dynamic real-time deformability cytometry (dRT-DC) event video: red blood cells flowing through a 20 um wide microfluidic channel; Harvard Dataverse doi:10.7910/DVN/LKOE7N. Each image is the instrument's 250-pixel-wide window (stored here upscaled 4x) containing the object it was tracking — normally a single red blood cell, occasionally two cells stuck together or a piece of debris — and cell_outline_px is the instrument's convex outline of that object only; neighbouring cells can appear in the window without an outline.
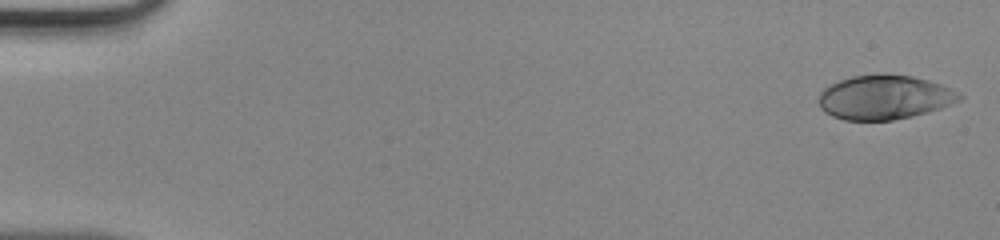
{"species": "human", "species_latin": "Homo sapiens", "temperature_condition": "room temperature", "stored_images_in_passage": 47, "camera_frame_rate_fps": 3000, "um_per_image_px": 0.085, "donor": {"sex": "male"}, "frame": {"image": 1, "passage_image": 1, "time_ms": 0.0, "image_size_px": [1000, 240], "cell_outline_px": [[964, 96], [960, 100], [940, 108], [928, 112], [912, 116], [892, 120], [844, 120], [832, 116], [824, 112], [820, 108], [820, 92], [824, 88], [840, 80], [852, 76], [912, 76], [928, 80], [940, 84], [960, 92]], "centroid_in_image_um": [75.19, 8.3], "position_along_channel_um": 9.8, "area_um2": 35.66}}
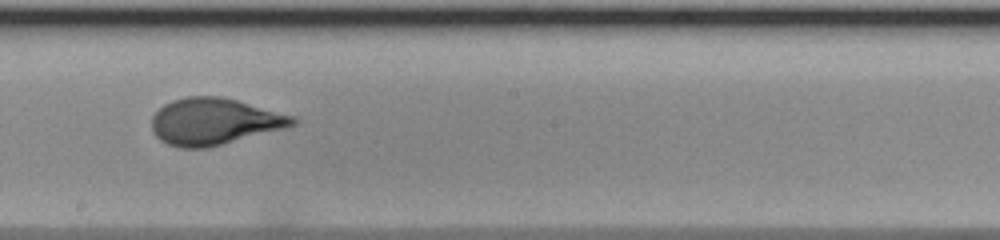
{"frame": {"image": 2, "passage_image": 27, "time_ms": 8.667, "image_size_px": [1000, 240], "cell_outline_px": [[300, 120], [296, 124], [284, 128], [208, 148], [180, 148], [168, 144], [160, 140], [152, 132], [152, 116], [164, 104], [172, 100], [188, 96], [220, 96], [236, 100], [296, 116]], "centroid_in_image_um": [18.21, 10.33], "position_along_channel_um": 230.0, "area_um2": 38.38}}
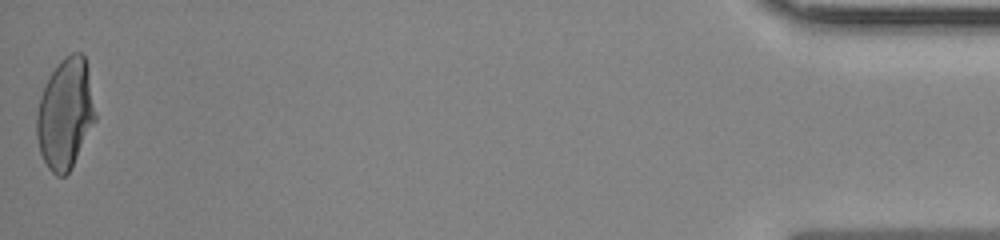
{"frame": {"image": 3, "passage_image": 47, "time_ms": 15.333, "image_size_px": [1000, 240], "cell_outline_px": [[96, 120], [68, 172], [64, 176], [56, 176], [48, 168], [40, 152], [36, 136], [36, 112], [40, 96], [48, 76], [60, 60], [64, 56], [72, 52], [80, 52], [84, 56], [88, 68], [96, 116]], "centroid_in_image_um": [5.53, 9.63], "position_along_channel_um": 429.7, "area_um2": 37.74}}